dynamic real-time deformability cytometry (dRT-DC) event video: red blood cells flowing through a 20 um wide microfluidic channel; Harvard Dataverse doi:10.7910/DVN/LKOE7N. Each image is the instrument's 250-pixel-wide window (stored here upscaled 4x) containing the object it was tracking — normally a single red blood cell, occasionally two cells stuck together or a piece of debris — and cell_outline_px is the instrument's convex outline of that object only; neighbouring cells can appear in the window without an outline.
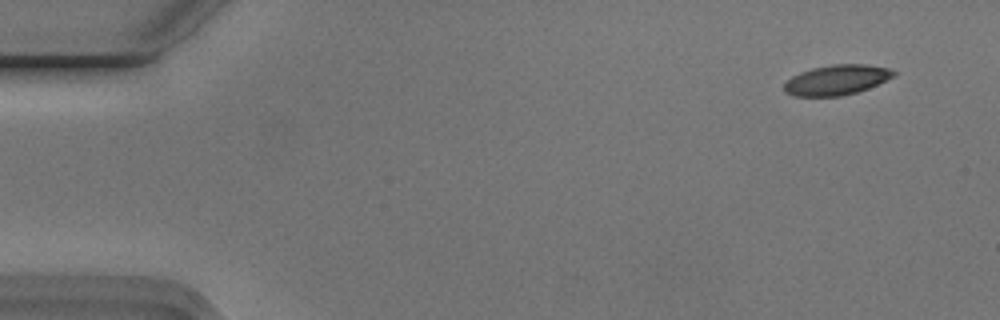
{"species": "Egyptian fruit bat (a non-hibernating species)", "species_latin": "Rousettus aegyptiacus", "temperature_condition": "cold", "stored_images_in_passage": 4, "camera_frame_rate_fps": 3000, "um_per_image_px": 0.085, "animal": {"sex": "male"}, "frame": {"image": 1, "passage_image": 1, "time_ms": 0.0, "image_size_px": [1000, 320], "cell_outline_px": [[896, 76], [868, 88], [856, 92], [840, 96], [792, 96], [784, 92], [784, 84], [792, 76], [800, 72], [812, 68], [832, 64], [868, 64], [888, 68], [896, 72]], "centroid_in_image_um": [71.11, 6.79], "position_along_channel_um": 13.9, "area_um2": 19.25}}